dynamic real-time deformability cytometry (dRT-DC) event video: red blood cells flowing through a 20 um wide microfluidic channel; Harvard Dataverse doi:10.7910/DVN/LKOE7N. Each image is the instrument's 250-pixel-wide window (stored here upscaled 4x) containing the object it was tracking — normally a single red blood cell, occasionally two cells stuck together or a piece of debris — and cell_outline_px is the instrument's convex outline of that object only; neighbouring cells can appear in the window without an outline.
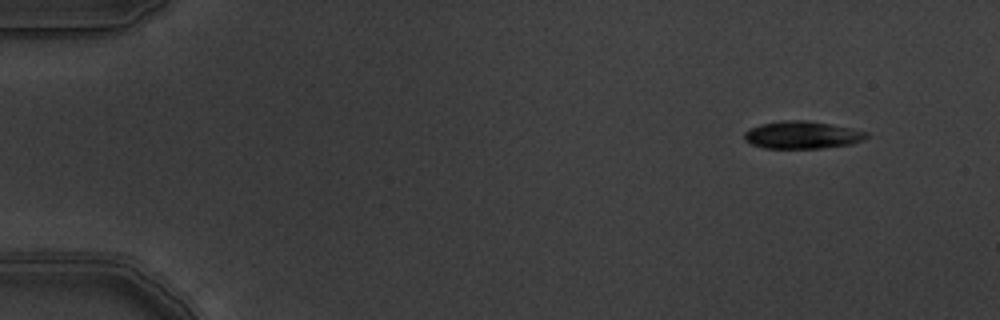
{"species": "common noctule bat (a hibernating species)", "species_latin": "Nyctalus noctula", "temperature_condition": "warm", "stored_images_in_passage": 4, "camera_frame_rate_fps": 3000, "um_per_image_px": 0.085, "animal": {"sex": "male", "body_mass_g": 19.5, "forearm_length_mm": 54.6}, "frame": {"image": 1, "passage_image": 1, "time_ms": 0.0, "image_size_px": [1000, 320], "cell_outline_px": [[868, 136], [864, 140], [852, 144], [824, 148], [764, 148], [752, 144], [744, 140], [744, 132], [748, 128], [760, 124], [780, 120], [808, 120], [852, 128], [868, 132]], "centroid_in_image_um": [68.18, 11.46], "position_along_channel_um": 16.8, "area_um2": 19.83}}
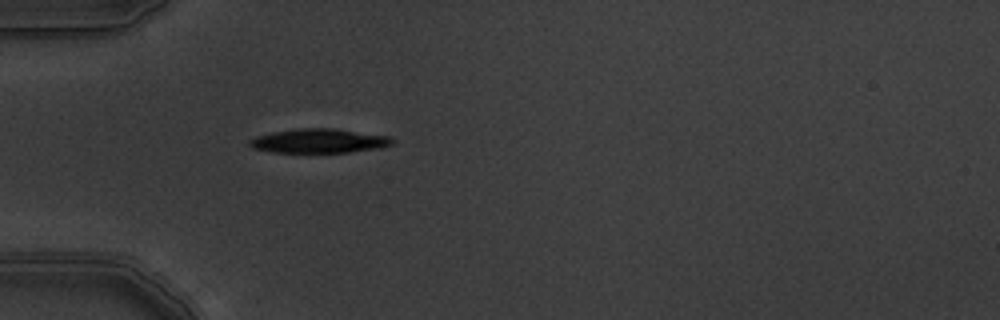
{"frame": {"image": 2, "passage_image": 4, "time_ms": 1.0, "image_size_px": [1000, 320], "cell_outline_px": [[396, 140], [392, 144], [380, 148], [348, 152], [272, 152], [252, 148], [248, 144], [248, 140], [256, 136], [272, 132], [296, 128], [336, 128], [392, 136]], "centroid_in_image_um": [27.15, 11.96], "position_along_channel_um": 57.9, "area_um2": 20.4}}